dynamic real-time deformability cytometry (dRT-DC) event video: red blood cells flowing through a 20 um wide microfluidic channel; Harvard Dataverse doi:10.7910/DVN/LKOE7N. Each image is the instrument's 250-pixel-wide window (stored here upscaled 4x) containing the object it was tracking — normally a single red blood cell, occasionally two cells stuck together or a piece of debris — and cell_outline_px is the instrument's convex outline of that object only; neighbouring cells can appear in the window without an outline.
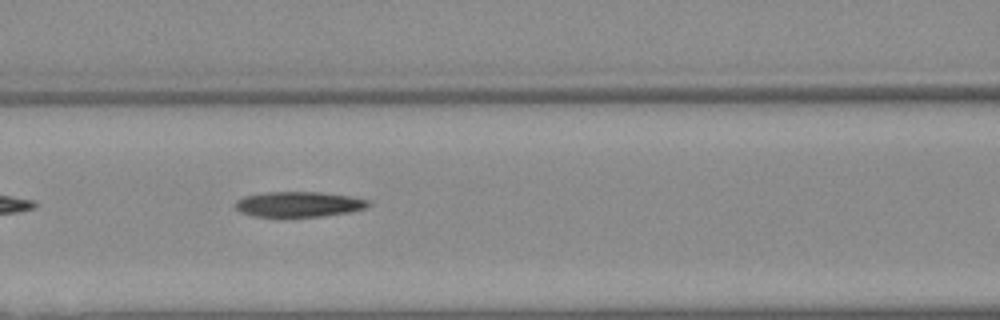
{"species": "Egyptian fruit bat (a non-hibernating species)", "species_latin": "Rousettus aegyptiacus", "temperature_condition": "warm", "stored_images_in_passage": 29, "camera_frame_rate_fps": 3000, "um_per_image_px": 0.085, "animal": {"sex": "female"}, "frame": {"image": 1, "passage_image": 6, "time_ms": 1.667, "image_size_px": [1000, 320], "cell_outline_px": [[372, 204], [368, 208], [348, 212], [324, 216], [284, 220], [252, 216], [240, 212], [236, 208], [236, 200], [244, 196], [264, 192], [320, 192], [348, 196], [368, 200]], "centroid_in_image_um": [25.35, 17.41], "position_along_channel_um": 141.3, "area_um2": 20.58}}
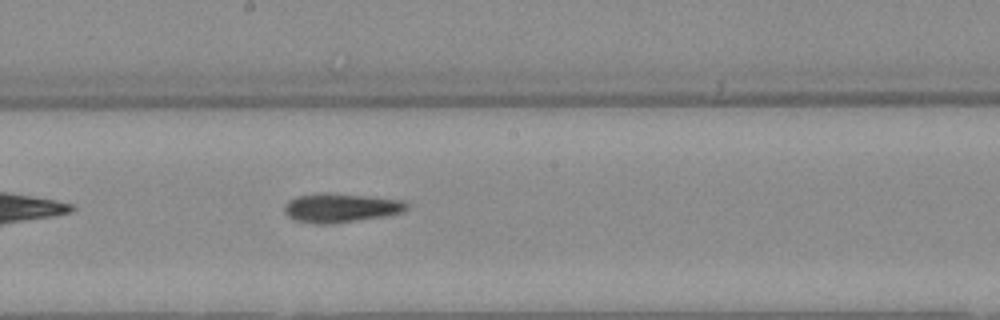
{"frame": {"image": 2, "passage_image": 12, "time_ms": 3.667, "image_size_px": [1000, 320], "cell_outline_px": [[408, 208], [404, 212], [384, 216], [332, 224], [316, 224], [292, 220], [284, 212], [284, 204], [288, 200], [296, 196], [368, 196], [400, 200], [408, 204]], "centroid_in_image_um": [28.96, 17.73], "position_along_channel_um": 219.2, "area_um2": 19.83}}
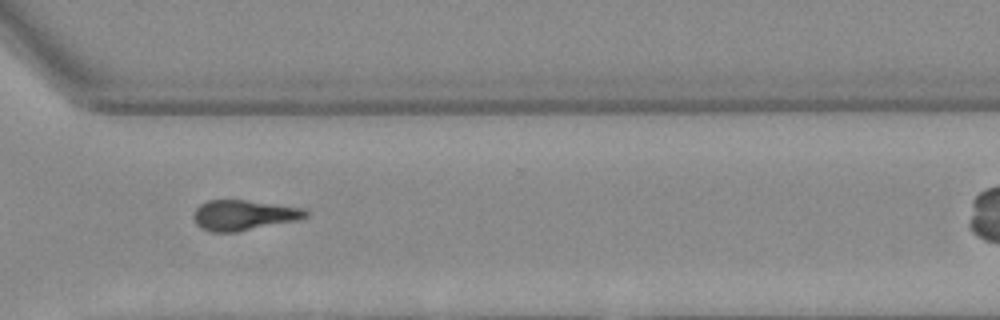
{"frame": {"image": 3, "passage_image": 22, "time_ms": 7.0, "image_size_px": [1000, 320], "cell_outline_px": [[308, 216], [300, 220], [236, 232], [212, 232], [200, 228], [196, 224], [192, 216], [196, 208], [200, 204], [208, 200], [244, 200], [304, 208], [308, 212]], "centroid_in_image_um": [20.7, 18.3], "position_along_channel_um": 349.9, "area_um2": 19.88}}